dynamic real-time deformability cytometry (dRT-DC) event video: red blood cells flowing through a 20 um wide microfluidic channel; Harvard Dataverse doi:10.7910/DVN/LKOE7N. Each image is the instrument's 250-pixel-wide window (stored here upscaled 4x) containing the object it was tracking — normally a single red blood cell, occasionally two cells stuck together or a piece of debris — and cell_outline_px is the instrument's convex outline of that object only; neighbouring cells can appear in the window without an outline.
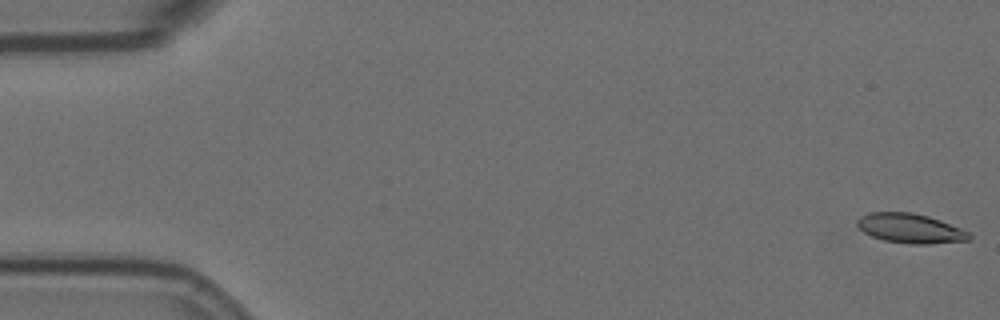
{"species": "Egyptian fruit bat (a non-hibernating species)", "species_latin": "Rousettus aegyptiacus", "temperature_condition": "room temperature", "stored_images_in_passage": 57, "camera_frame_rate_fps": 3000, "um_per_image_px": 0.085, "animal": {"sex": "female"}, "frame": {"image": 1, "passage_image": 1, "time_ms": 0.0, "image_size_px": [1000, 320], "cell_outline_px": [[972, 240], [928, 244], [908, 244], [884, 240], [872, 236], [864, 232], [856, 224], [856, 220], [860, 216], [868, 212], [912, 212], [928, 216], [940, 220], [960, 228], [968, 232], [972, 236]], "centroid_in_image_um": [77.37, 19.41], "position_along_channel_um": 7.6, "area_um2": 19.36}}
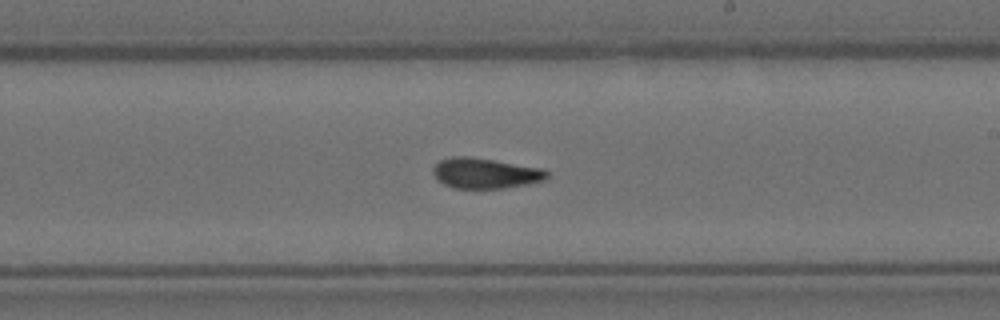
{"frame": {"image": 2, "passage_image": 33, "time_ms": 10.667, "image_size_px": [1000, 320], "cell_outline_px": [[552, 172], [544, 180], [528, 184], [504, 188], [456, 188], [444, 184], [436, 180], [432, 172], [432, 168], [440, 160], [452, 156], [468, 156], [544, 168]], "centroid_in_image_um": [41.27, 14.72], "position_along_channel_um": 247.7, "area_um2": 20.4}}
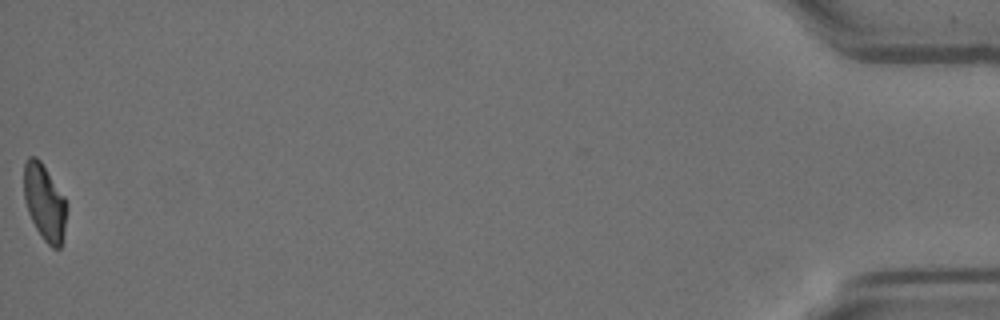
{"frame": {"image": 3, "passage_image": 57, "time_ms": 18.667, "image_size_px": [1000, 320], "cell_outline_px": [[68, 208], [64, 232], [60, 248], [52, 248], [44, 240], [36, 228], [28, 212], [24, 200], [24, 164], [28, 156], [36, 156], [40, 160], [64, 196], [68, 204]], "centroid_in_image_um": [3.8, 17.19], "position_along_channel_um": 431.4, "area_um2": 19.07}, "authors_computed_cell_mechanics": {"area_um2": 20.0566, "velocity_mm_per_s": 3.5595, "shape_relaxation_time_tau1_ms": 5.7729, "shape_relaxation_time_tau2_ms": 1.7199, "deformation_change_tau1": 0.1658, "deformation_change_tau2": 0.0806}}